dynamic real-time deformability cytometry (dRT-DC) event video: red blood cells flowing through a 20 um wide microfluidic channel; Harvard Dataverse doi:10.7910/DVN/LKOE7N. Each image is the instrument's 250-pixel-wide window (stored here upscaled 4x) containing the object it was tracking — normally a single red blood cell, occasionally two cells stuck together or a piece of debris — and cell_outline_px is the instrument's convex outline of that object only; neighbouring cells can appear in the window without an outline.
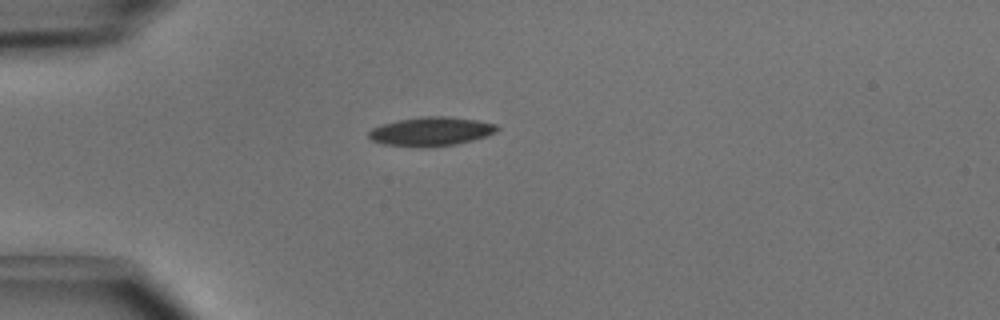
{"species": "common noctule bat (a hibernating species)", "species_latin": "Nyctalus noctula", "temperature_condition": "cold", "stored_images_in_passage": 1, "camera_frame_rate_fps": 3000, "um_per_image_px": 0.085, "animal": {"sex": "male", "body_mass_g": 15.6}, "frame": {"image": 1, "passage_image": 1, "time_ms": 0.0, "image_size_px": [1000, 320], "cell_outline_px": [[500, 128], [496, 132], [472, 140], [456, 144], [424, 148], [420, 148], [384, 144], [372, 140], [368, 136], [368, 132], [372, 128], [380, 124], [400, 120], [424, 116], [444, 116], [476, 120], [496, 124]], "centroid_in_image_um": [36.61, 11.18], "position_along_channel_um": 48.4, "area_um2": 21.62}}